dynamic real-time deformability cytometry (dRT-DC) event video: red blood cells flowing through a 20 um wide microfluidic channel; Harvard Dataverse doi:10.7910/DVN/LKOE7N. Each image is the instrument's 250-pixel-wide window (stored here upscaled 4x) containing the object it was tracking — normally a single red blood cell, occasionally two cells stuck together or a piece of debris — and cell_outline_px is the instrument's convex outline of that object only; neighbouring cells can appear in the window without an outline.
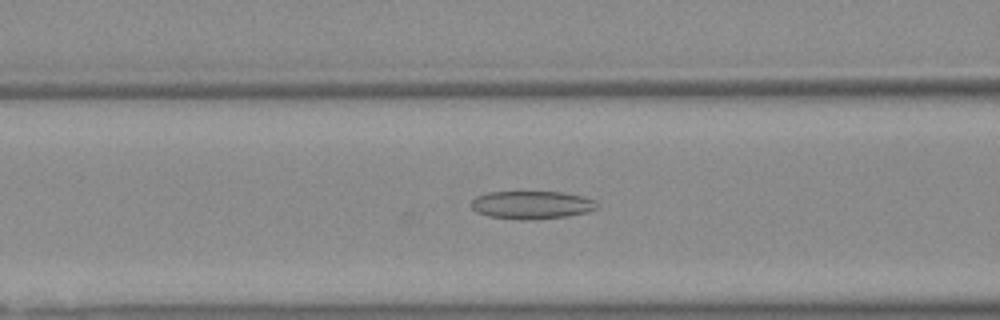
{"species": "Egyptian fruit bat (a non-hibernating species)", "species_latin": "Rousettus aegyptiacus", "temperature_condition": "warm", "stored_images_in_passage": 38, "segment_of_instrument_passage": [1, 2], "camera_frame_rate_fps": 3000, "um_per_image_px": 0.085, "animal": {"sex": "female"}, "frame": {"image": 1, "passage_image": 6, "time_ms": 1.667, "image_size_px": [1000, 320], "cell_outline_px": [[600, 204], [596, 208], [588, 212], [564, 216], [524, 220], [520, 220], [488, 216], [476, 212], [472, 208], [472, 200], [476, 196], [488, 192], [560, 192], [580, 196], [596, 200]], "centroid_in_image_um": [45.18, 17.41], "position_along_channel_um": 121.4, "area_um2": 20.4}}
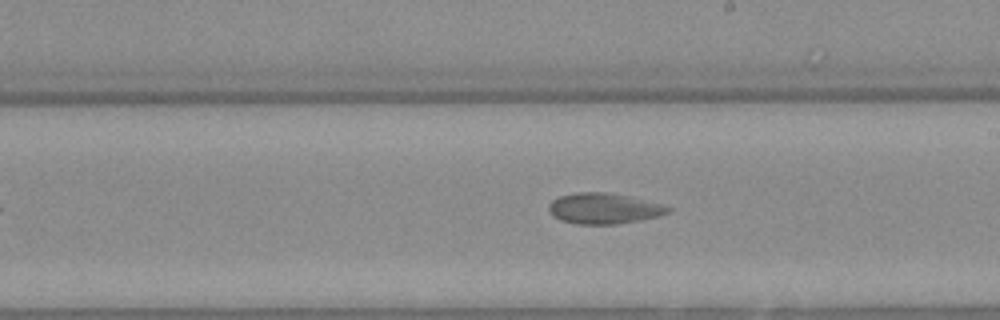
{"frame": {"image": 2, "passage_image": 15, "time_ms": 4.667, "image_size_px": [1000, 320], "cell_outline_px": [[672, 212], [640, 220], [616, 224], [576, 224], [560, 220], [552, 216], [548, 208], [548, 204], [552, 200], [560, 196], [580, 192], [608, 192], [628, 196], [660, 204], [672, 208]], "centroid_in_image_um": [51.3, 17.72], "position_along_channel_um": 237.7, "area_um2": 21.27}}
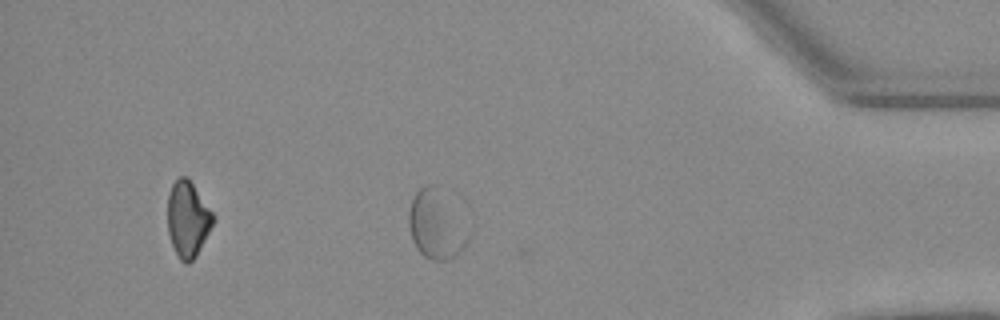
{"frame": {"image": 3, "passage_image": 30, "time_ms": 9.667, "image_size_px": [1000, 320], "cell_outline_px": [[468, 240], [448, 260], [432, 260], [424, 256], [416, 248], [412, 240], [408, 228], [408, 212], [412, 196], [420, 188], [428, 184], [436, 184]], "centroid_in_image_um": [36.89, 19.11], "position_along_channel_um": 398.3, "area_um2": 22.08}}